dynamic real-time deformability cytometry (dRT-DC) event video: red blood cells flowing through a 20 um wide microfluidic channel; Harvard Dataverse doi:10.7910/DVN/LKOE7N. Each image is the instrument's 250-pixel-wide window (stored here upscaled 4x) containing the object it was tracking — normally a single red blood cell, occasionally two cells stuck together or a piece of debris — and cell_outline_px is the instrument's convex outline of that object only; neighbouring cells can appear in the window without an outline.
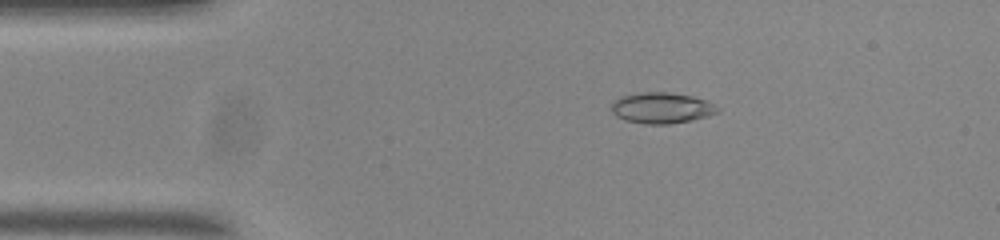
{"species": "common noctule bat (a hibernating species)", "species_latin": "Nyctalus noctula", "temperature_condition": "room temperature", "stored_images_in_passage": 55, "camera_frame_rate_fps": 3000, "um_per_image_px": 0.085, "animal": {"sex": "male", "body_mass_g": 20.0, "forearm_length_mm": 53.3}, "frame": {"image": 1, "passage_image": 10, "time_ms": 3.0, "image_size_px": [1000, 240], "cell_outline_px": [[720, 112], [708, 116], [692, 120], [668, 124], [644, 124], [624, 120], [616, 116], [612, 112], [612, 104], [620, 96], [640, 92], [668, 92], [692, 96], [704, 100], [720, 108]], "centroid_in_image_um": [56.23, 9.18], "position_along_channel_um": 28.8, "area_um2": 19.13}}
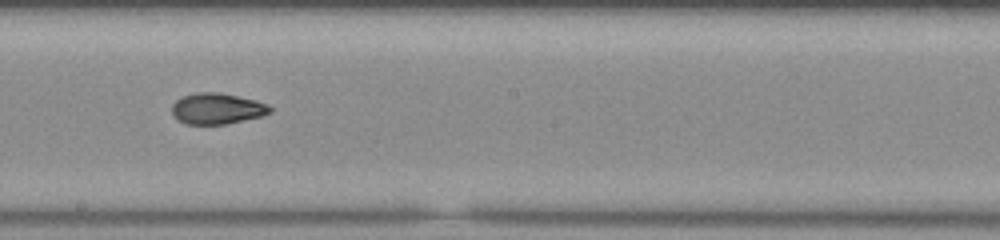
{"frame": {"image": 2, "passage_image": 30, "time_ms": 9.667, "image_size_px": [1000, 240], "cell_outline_px": [[272, 112], [260, 116], [224, 124], [184, 124], [172, 112], [172, 104], [176, 100], [184, 96], [196, 92], [216, 92], [256, 100], [268, 104], [272, 108]], "centroid_in_image_um": [18.45, 9.22], "position_along_channel_um": 229.7, "area_um2": 17.46}}
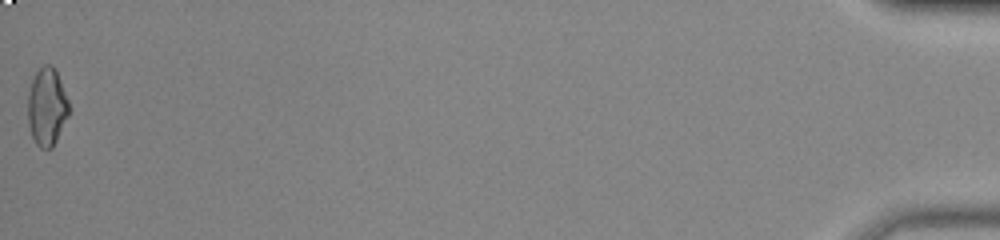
{"frame": {"image": 3, "passage_image": 55, "time_ms": 18.0, "image_size_px": [1000, 240], "cell_outline_px": [[68, 116], [52, 148], [40, 148], [36, 144], [32, 136], [28, 124], [28, 92], [32, 80], [36, 72], [44, 64], [52, 64], [56, 72], [68, 100]], "centroid_in_image_um": [3.96, 9.08], "position_along_channel_um": 431.2, "area_um2": 18.38}, "authors_computed_cell_mechanics": {"area_um2": 18.1492, "velocity_mm_per_s": 3.7099, "shape_relaxation_time_tau1_ms": null, "shape_relaxation_time_tau2_ms": 1.6509, "deformation_change_tau1": null, "deformation_change_tau2": 0.0531}}